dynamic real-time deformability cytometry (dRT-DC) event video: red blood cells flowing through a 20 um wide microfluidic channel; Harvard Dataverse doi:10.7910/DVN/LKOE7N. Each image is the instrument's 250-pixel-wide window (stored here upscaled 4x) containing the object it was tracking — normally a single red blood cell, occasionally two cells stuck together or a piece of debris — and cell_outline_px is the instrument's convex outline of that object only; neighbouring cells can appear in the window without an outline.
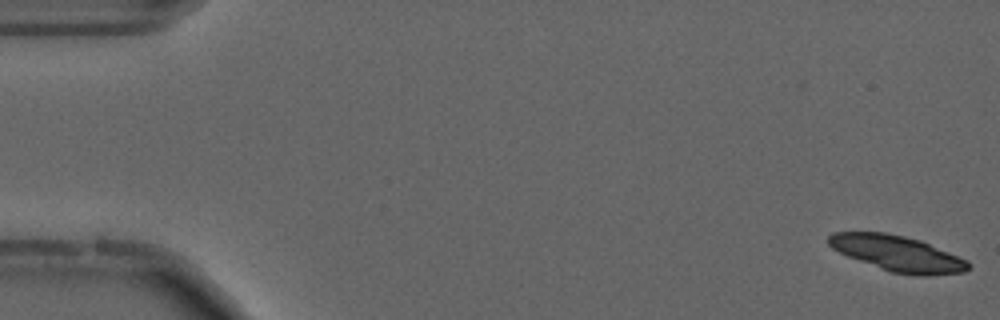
{"species": "common noctule bat (a hibernating species)", "species_latin": "Nyctalus noctula", "temperature_condition": "cold", "stored_images_in_passage": 15, "camera_frame_rate_fps": 3000, "um_per_image_px": 0.085, "animal": {"sex": "male", "forearm_length_mm": 52.5}, "frame": {"image": 1, "passage_image": 1, "time_ms": 0.0, "image_size_px": [1000, 320], "cell_outline_px": [[972, 268], [964, 272], [928, 276], [920, 276], [892, 272], [880, 268], [848, 256], [832, 248], [828, 244], [828, 236], [832, 232], [884, 232], [904, 236], [920, 240], [968, 260], [972, 264]], "centroid_in_image_um": [76.33, 21.55], "position_along_channel_um": 8.7, "area_um2": 28.96}}